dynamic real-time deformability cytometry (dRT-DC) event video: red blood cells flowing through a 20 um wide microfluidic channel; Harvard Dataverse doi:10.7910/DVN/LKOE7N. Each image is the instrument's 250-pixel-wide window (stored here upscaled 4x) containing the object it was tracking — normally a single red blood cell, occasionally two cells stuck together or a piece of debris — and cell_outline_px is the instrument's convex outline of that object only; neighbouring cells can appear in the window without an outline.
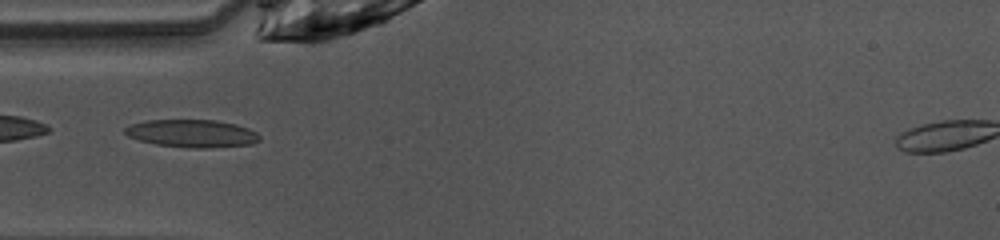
{"species": "common noctule bat (a hibernating species)", "species_latin": "Nyctalus noctula", "temperature_condition": "warm", "stored_images_in_passage": 42, "camera_frame_rate_fps": 3000, "um_per_image_px": 0.085, "animal": {"sex": "female", "body_mass_g": 10.0, "forearm_length_mm": 53.1}, "frame": {"image": 1, "passage_image": 9, "time_ms": 2.667, "image_size_px": [1000, 240], "cell_outline_px": [[260, 140], [252, 144], [204, 148], [192, 148], [156, 144], [140, 140], [128, 136], [124, 132], [124, 128], [132, 124], [148, 120], [216, 120], [236, 124], [248, 128], [256, 132], [260, 136]], "centroid_in_image_um": [16.34, 11.34], "position_along_channel_um": 68.7, "area_um2": 21.62}}
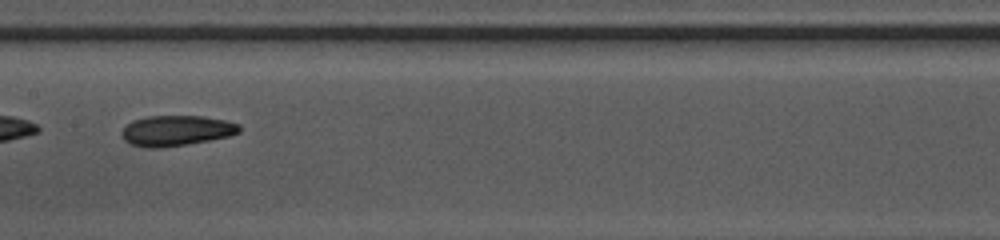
{"frame": {"image": 2, "passage_image": 18, "time_ms": 5.667, "image_size_px": [1000, 240], "cell_outline_px": [[240, 132], [228, 136], [208, 140], [184, 144], [156, 148], [148, 148], [128, 144], [124, 140], [120, 132], [132, 120], [148, 116], [204, 116], [224, 120], [240, 124]], "centroid_in_image_um": [14.95, 11.1], "position_along_channel_um": 192.4, "area_um2": 20.75}}
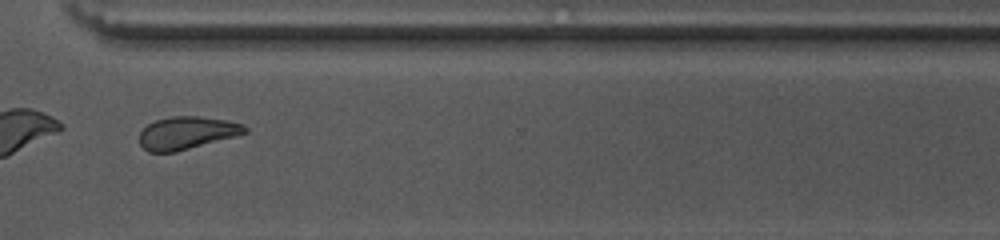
{"frame": {"image": 3, "passage_image": 30, "time_ms": 9.667, "image_size_px": [1000, 240], "cell_outline_px": [[248, 132], [236, 136], [176, 152], [148, 152], [140, 144], [140, 132], [148, 124], [156, 120], [172, 116], [196, 116], [224, 120], [244, 124], [248, 128]], "centroid_in_image_um": [15.89, 11.3], "position_along_channel_um": 354.7, "area_um2": 20.0}, "authors_computed_cell_mechanics": {"area_um2": 20.9525, "velocity_mm_per_s": 4.0753, "shape_relaxation_time_tau1_ms": 9.5749, "shape_relaxation_time_tau2_ms": 5.2488, "deformation_change_tau1": 0.2066, "deformation_change_tau2": 0.1421}}